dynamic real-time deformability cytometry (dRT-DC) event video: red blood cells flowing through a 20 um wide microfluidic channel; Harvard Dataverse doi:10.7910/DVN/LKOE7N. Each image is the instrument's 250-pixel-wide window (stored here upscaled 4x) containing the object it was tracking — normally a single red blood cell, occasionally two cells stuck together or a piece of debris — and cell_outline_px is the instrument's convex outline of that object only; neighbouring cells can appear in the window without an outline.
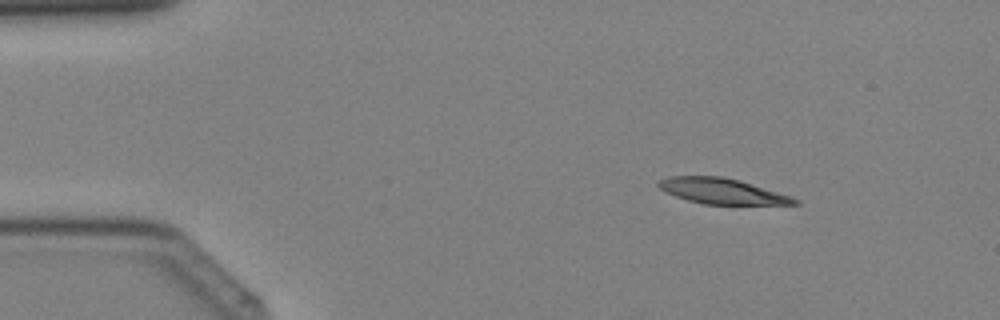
{"species": "Egyptian fruit bat (a non-hibernating species)", "species_latin": "Rousettus aegyptiacus", "temperature_condition": "cold", "stored_images_in_passage": 37, "camera_frame_rate_fps": 3000, "um_per_image_px": 0.085, "animal": {"sex": "female"}, "frame": {"image": 1, "passage_image": 3, "time_ms": 0.667, "image_size_px": [1000, 320], "cell_outline_px": [[800, 204], [704, 204], [688, 200], [664, 192], [656, 184], [660, 180], [668, 176], [720, 176], [740, 180], [792, 196], [800, 200]], "centroid_in_image_um": [61.38, 16.24], "position_along_channel_um": 23.6, "area_um2": 20.23}}
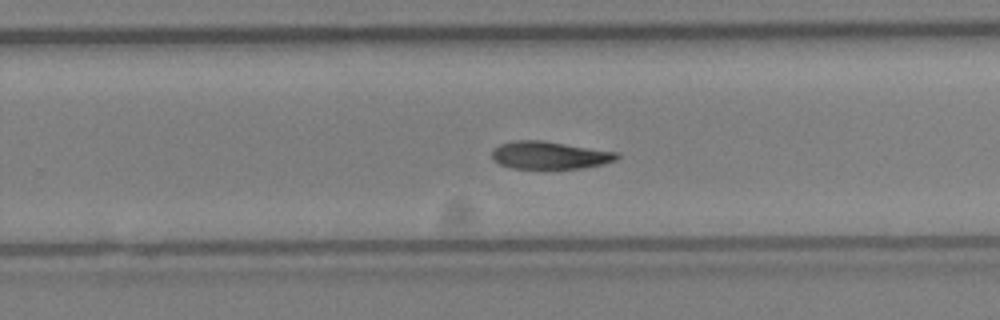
{"frame": {"image": 2, "passage_image": 23, "time_ms": 7.333, "image_size_px": [1000, 320], "cell_outline_px": [[620, 156], [616, 160], [604, 164], [580, 168], [512, 168], [500, 164], [492, 160], [492, 152], [500, 144], [516, 140], [544, 140], [616, 152]], "centroid_in_image_um": [46.72, 13.19], "position_along_channel_um": 283.1, "area_um2": 20.0}}
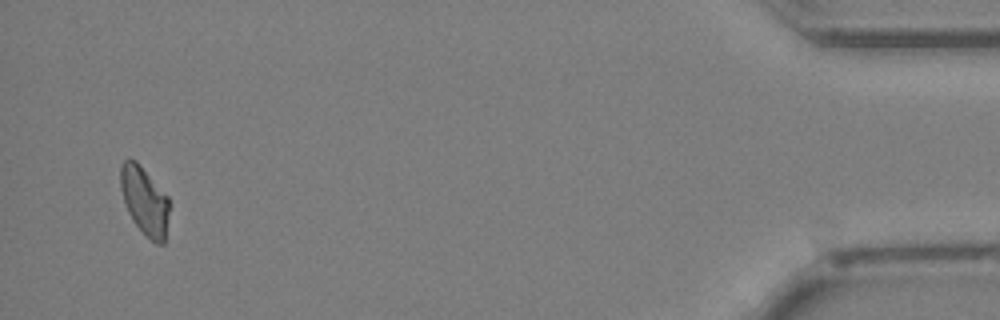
{"frame": {"image": 3, "passage_image": 36, "time_ms": 11.667, "image_size_px": [1000, 320], "cell_outline_px": [[168, 212], [164, 244], [156, 244], [132, 220], [128, 212], [120, 188], [120, 164], [128, 156], [136, 160], [140, 164], [168, 196]], "centroid_in_image_um": [12.26, 17.0], "position_along_channel_um": 422.9, "area_um2": 19.25}}